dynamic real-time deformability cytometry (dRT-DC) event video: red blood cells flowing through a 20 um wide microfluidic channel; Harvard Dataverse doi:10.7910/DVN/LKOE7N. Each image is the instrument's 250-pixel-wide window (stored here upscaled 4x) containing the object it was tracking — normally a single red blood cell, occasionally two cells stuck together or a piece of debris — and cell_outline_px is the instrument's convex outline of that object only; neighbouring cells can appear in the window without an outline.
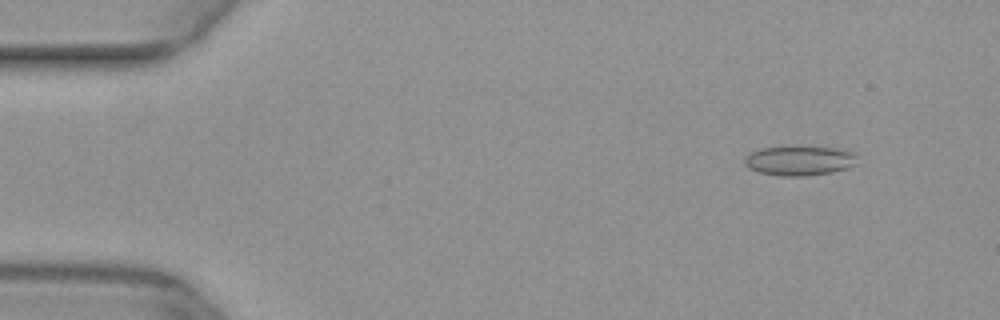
{"species": "common noctule bat (a hibernating species)", "species_latin": "Nyctalus noctula", "temperature_condition": "warm", "stored_images_in_passage": 51, "camera_frame_rate_fps": 3000, "um_per_image_px": 0.085, "animal": {"sex": "female", "body_mass_g": 29.2, "forearm_length_mm": 56.3}, "frame": {"image": 1, "passage_image": 5, "time_ms": 1.333, "image_size_px": [1000, 320], "cell_outline_px": [[856, 156], [852, 164], [848, 168], [832, 172], [804, 176], [784, 176], [760, 172], [748, 168], [744, 164], [744, 160], [752, 152], [760, 148], [784, 144], [796, 144], [836, 148], [852, 152]], "centroid_in_image_um": [67.9, 13.6], "position_along_channel_um": 17.1, "area_um2": 19.94}}
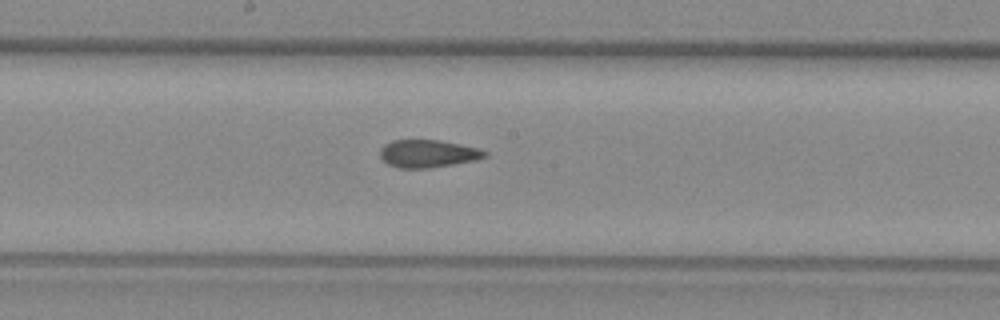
{"frame": {"image": 2, "passage_image": 27, "time_ms": 8.667, "image_size_px": [1000, 320], "cell_outline_px": [[488, 156], [476, 160], [432, 168], [400, 168], [388, 164], [380, 156], [380, 148], [384, 144], [392, 140], [440, 140], [460, 144], [476, 148], [488, 152]], "centroid_in_image_um": [36.37, 13.06], "position_along_channel_um": 211.8, "area_um2": 16.94}}
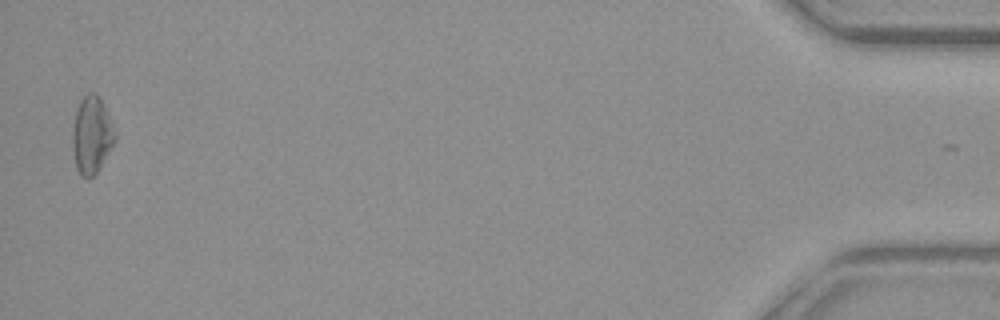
{"frame": {"image": 3, "passage_image": 50, "time_ms": 16.333, "image_size_px": [1000, 320], "cell_outline_px": [[116, 140], [100, 168], [88, 180], [80, 176], [76, 168], [72, 140], [72, 132], [76, 112], [80, 100], [88, 92], [96, 92], [100, 96], [112, 124], [116, 136]], "centroid_in_image_um": [7.8, 11.49], "position_along_channel_um": 427.4, "area_um2": 19.13}}